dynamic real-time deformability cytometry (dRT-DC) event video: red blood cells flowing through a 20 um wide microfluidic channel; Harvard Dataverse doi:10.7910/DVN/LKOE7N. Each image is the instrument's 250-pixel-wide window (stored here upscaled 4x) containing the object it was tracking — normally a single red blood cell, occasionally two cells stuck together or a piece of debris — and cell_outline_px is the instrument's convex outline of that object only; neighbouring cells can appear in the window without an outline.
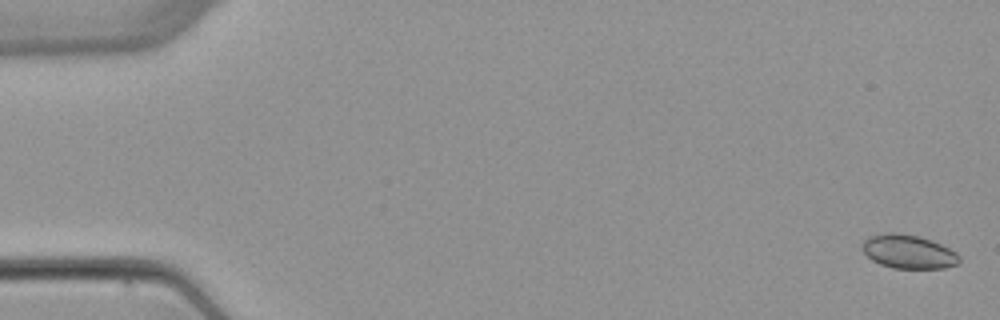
{"species": "common noctule bat (a hibernating species)", "species_latin": "Nyctalus noctula", "temperature_condition": "warm", "stored_images_in_passage": 5, "camera_frame_rate_fps": 3000, "um_per_image_px": 0.085, "animal": {"sex": "female", "body_mass_g": 22.7, "forearm_length_mm": 54.2}, "frame": {"image": 1, "passage_image": 1, "time_ms": 0.0, "image_size_px": [1000, 320], "cell_outline_px": [[960, 260], [956, 264], [944, 268], [892, 268], [880, 264], [872, 260], [860, 248], [864, 240], [868, 236], [884, 232], [896, 232], [920, 236], [932, 240], [956, 252], [960, 256]], "centroid_in_image_um": [77.18, 21.37], "position_along_channel_um": 7.8, "area_um2": 19.25}}